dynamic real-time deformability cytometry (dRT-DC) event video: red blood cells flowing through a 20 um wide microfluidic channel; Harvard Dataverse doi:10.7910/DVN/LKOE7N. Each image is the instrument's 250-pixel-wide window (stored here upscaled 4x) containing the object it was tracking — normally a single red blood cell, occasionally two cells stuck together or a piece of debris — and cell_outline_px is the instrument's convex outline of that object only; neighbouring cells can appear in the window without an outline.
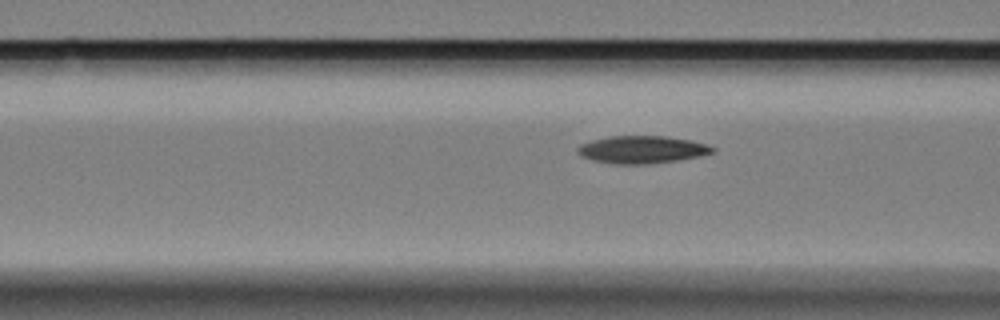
{"species": "Egyptian fruit bat (a non-hibernating species)", "species_latin": "Rousettus aegyptiacus", "temperature_condition": "cold", "stored_images_in_passage": 12, "camera_frame_rate_fps": 3000, "um_per_image_px": 0.085, "animal": {"sex": "female"}, "frame": {"image": 1, "passage_image": 9, "time_ms": 2.667, "image_size_px": [1000, 320], "cell_outline_px": [[716, 152], [700, 156], [680, 160], [648, 164], [612, 164], [592, 160], [576, 152], [576, 148], [580, 144], [592, 140], [608, 136], [668, 136], [692, 140], [708, 144], [716, 148]], "centroid_in_image_um": [54.61, 12.71], "position_along_channel_um": 112.0, "area_um2": 21.96}}